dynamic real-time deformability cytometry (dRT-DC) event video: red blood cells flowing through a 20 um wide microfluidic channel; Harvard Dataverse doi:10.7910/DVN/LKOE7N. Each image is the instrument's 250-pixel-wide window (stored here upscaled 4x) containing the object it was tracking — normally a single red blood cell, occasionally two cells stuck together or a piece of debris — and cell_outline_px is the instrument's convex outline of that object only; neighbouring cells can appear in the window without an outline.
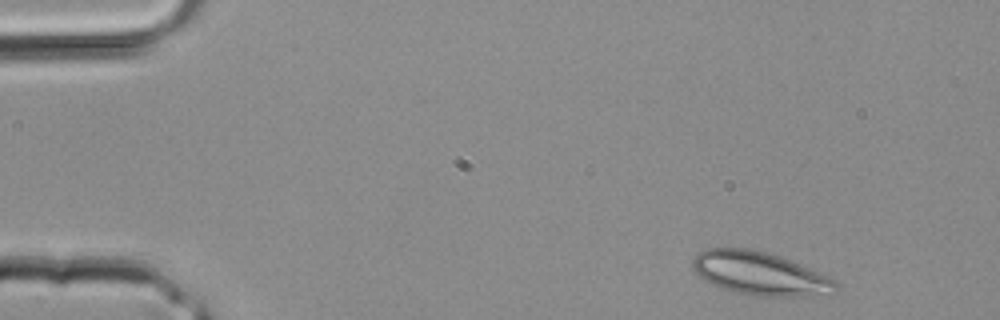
{"species": "common noctule bat (a hibernating species)", "species_latin": "Nyctalus noctula", "temperature_condition": "room temperature", "stored_images_in_passage": 3, "camera_frame_rate_fps": 3000, "um_per_image_px": 0.085, "animal": {"sex": "male", "body_mass_g": 20.4}, "frame": {"image": 1, "passage_image": 1, "time_ms": 0.0, "image_size_px": [1000, 320], "cell_outline_px": [[840, 288], [836, 292], [808, 296], [748, 296], [720, 288], [704, 280], [692, 268], [692, 260], [704, 248], [748, 248], [780, 256], [836, 280], [840, 284]], "centroid_in_image_um": [64.58, 23.26], "position_along_channel_um": 20.4, "area_um2": 36.13}}